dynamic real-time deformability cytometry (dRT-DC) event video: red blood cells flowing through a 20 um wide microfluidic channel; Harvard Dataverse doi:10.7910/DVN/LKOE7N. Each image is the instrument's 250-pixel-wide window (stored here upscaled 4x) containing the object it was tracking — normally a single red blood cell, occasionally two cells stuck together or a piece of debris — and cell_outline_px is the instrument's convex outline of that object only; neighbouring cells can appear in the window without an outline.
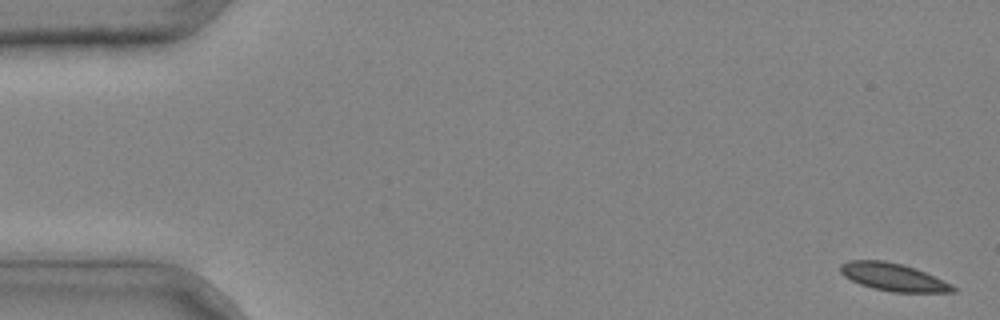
{"species": "common noctule bat (a hibernating species)", "species_latin": "Nyctalus noctula", "temperature_condition": "cold", "stored_images_in_passage": 42, "camera_frame_rate_fps": 3000, "um_per_image_px": 0.085, "animal": {"sex": "male", "body_mass_g": 20.4}, "frame": {"image": 1, "passage_image": 1, "time_ms": 0.0, "image_size_px": [1000, 320], "cell_outline_px": [[956, 292], [892, 292], [872, 288], [860, 284], [844, 276], [840, 272], [840, 264], [848, 260], [884, 260], [916, 268], [952, 284], [956, 288]], "centroid_in_image_um": [75.92, 23.55], "position_along_channel_um": 9.1, "area_um2": 18.15}}
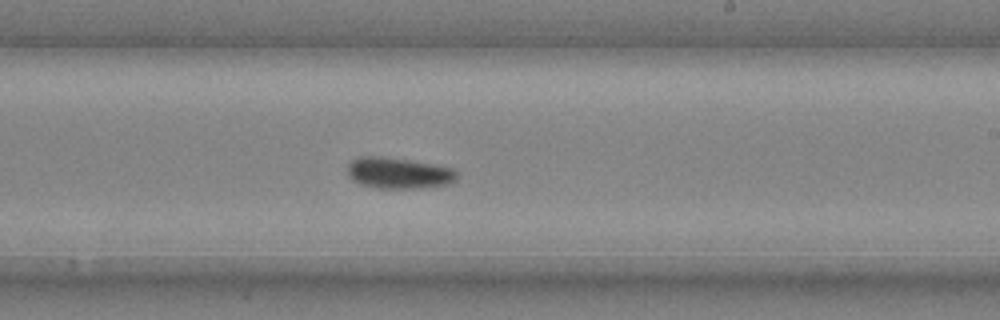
{"frame": {"image": 2, "passage_image": 26, "time_ms": 8.333, "image_size_px": [1000, 320], "cell_outline_px": [[456, 180], [448, 184], [420, 188], [376, 188], [360, 184], [352, 180], [348, 176], [348, 164], [352, 160], [360, 156], [380, 156], [408, 160], [432, 164], [452, 168], [456, 172]], "centroid_in_image_um": [33.84, 14.71], "position_along_channel_um": 255.2, "area_um2": 19.77}}
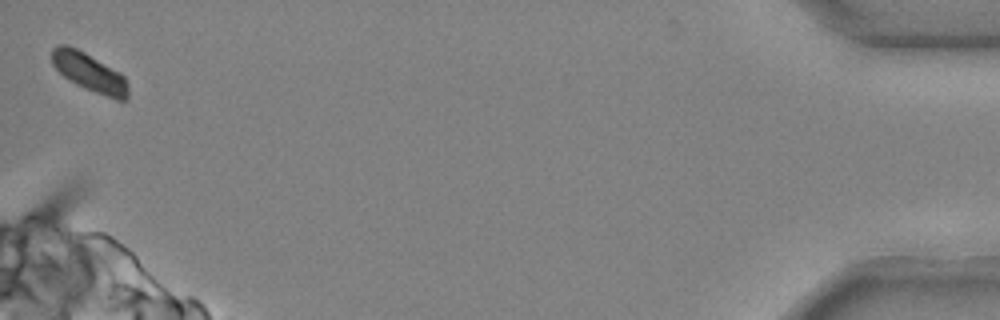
{"frame": {"image": 3, "passage_image": 42, "time_ms": 13.667, "image_size_px": [1000, 320], "cell_outline_px": [[128, 100], [116, 100], [84, 88], [76, 84], [64, 76], [52, 64], [52, 48], [56, 44], [68, 44], [84, 52], [120, 72], [124, 76], [128, 84]], "centroid_in_image_um": [7.61, 6.14], "position_along_channel_um": 427.6, "area_um2": 17.11}}